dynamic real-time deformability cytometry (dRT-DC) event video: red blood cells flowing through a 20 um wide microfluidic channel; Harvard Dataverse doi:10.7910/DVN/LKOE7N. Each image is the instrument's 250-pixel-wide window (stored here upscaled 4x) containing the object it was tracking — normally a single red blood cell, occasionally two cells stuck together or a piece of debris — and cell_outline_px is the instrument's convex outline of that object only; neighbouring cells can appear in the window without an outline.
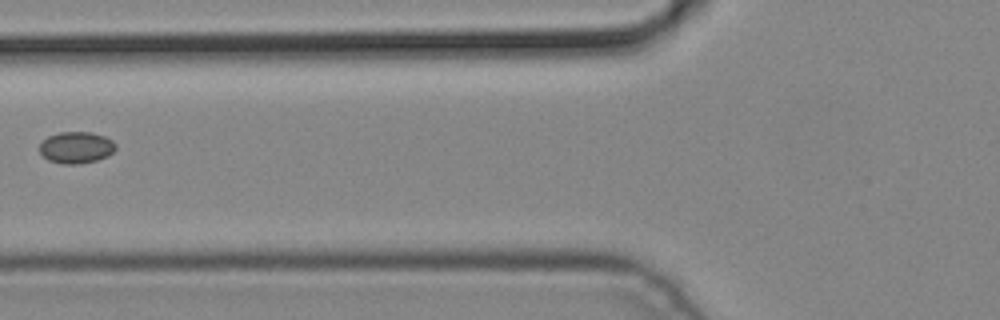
{"species": "common noctule bat (a hibernating species)", "species_latin": "Nyctalus noctula", "temperature_condition": "cold", "stored_images_in_passage": 2, "camera_frame_rate_fps": 3000, "um_per_image_px": 0.085, "animal": {"sex": "male", "body_mass_g": 19.2, "forearm_length_mm": 51.8}, "frame": {"image": 1, "passage_image": 2, "time_ms": 0.333, "image_size_px": [1000, 320], "cell_outline_px": [[116, 148], [108, 156], [96, 160], [76, 164], [64, 164], [48, 160], [40, 152], [40, 144], [48, 136], [60, 132], [92, 132], [104, 136], [112, 140], [116, 144]], "centroid_in_image_um": [6.49, 12.53], "position_along_channel_um": 119.3, "area_um2": 13.93}}